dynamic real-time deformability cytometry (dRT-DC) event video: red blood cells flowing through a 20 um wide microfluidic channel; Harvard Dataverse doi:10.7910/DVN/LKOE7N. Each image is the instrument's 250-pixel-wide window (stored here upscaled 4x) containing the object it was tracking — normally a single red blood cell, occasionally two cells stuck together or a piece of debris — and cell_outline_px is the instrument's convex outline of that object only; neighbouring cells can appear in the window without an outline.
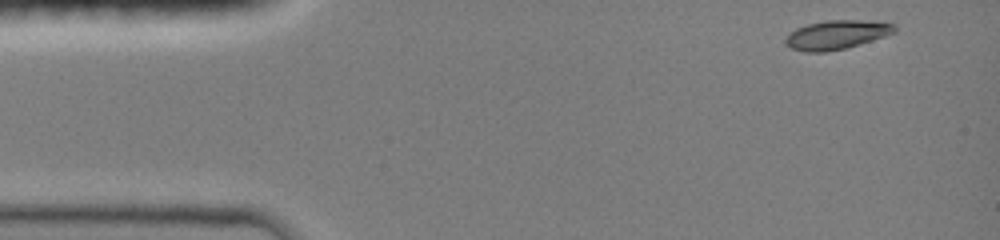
{"species": "common noctule bat (a hibernating species)", "species_latin": "Nyctalus noctula", "temperature_condition": "room temperature", "stored_images_in_passage": 12, "camera_frame_rate_fps": 3000, "um_per_image_px": 0.085, "animal": {"sex": "female", "body_mass_g": 19.0, "forearm_length_mm": 51.5}, "frame": {"image": 1, "passage_image": 1, "time_ms": 0.0, "image_size_px": [1000, 240], "cell_outline_px": [[896, 32], [872, 40], [844, 48], [824, 52], [804, 52], [792, 48], [784, 44], [784, 36], [796, 28], [808, 24], [828, 20], [872, 20], [896, 24]], "centroid_in_image_um": [71.09, 2.94], "position_along_channel_um": 13.9, "area_um2": 18.5}}
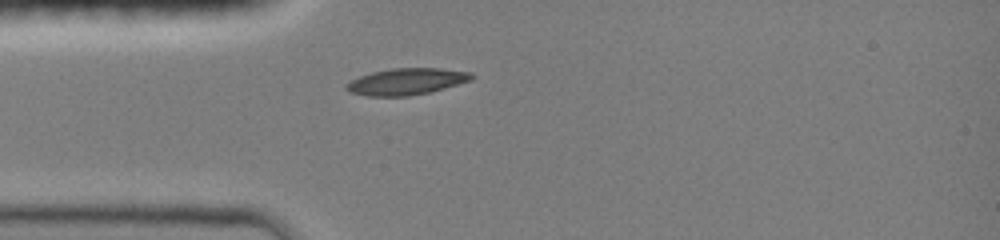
{"frame": {"image": 2, "passage_image": 10, "time_ms": 3.0, "image_size_px": [1000, 240], "cell_outline_px": [[476, 76], [472, 80], [444, 88], [428, 92], [408, 96], [368, 96], [348, 92], [344, 88], [344, 84], [360, 76], [372, 72], [392, 68], [440, 68], [472, 72]], "centroid_in_image_um": [34.55, 6.92], "position_along_channel_um": 50.5, "area_um2": 19.48}}